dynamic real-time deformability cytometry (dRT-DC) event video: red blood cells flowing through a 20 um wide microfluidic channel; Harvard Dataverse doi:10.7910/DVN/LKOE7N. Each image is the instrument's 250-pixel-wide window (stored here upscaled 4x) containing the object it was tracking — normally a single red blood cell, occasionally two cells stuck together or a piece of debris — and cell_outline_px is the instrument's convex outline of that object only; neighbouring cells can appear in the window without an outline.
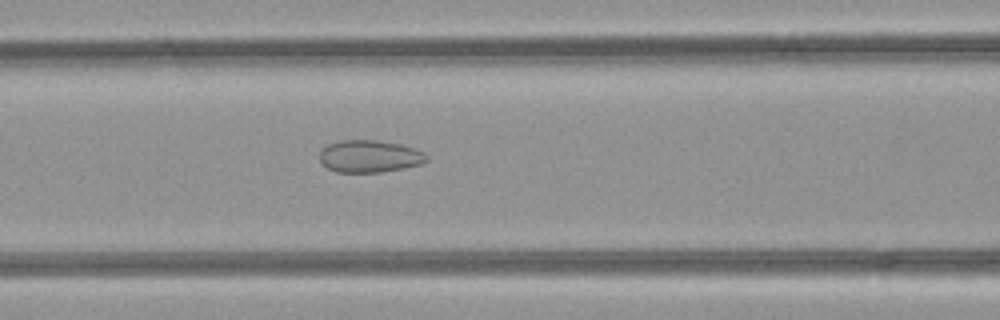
{"species": "common noctule bat (a hibernating species)", "species_latin": "Nyctalus noctula", "temperature_condition": "room temperature", "stored_images_in_passage": 49, "camera_frame_rate_fps": 3000, "um_per_image_px": 0.085, "animal": {"sex": "female", "body_mass_g": 21.9}, "frame": {"image": 1, "passage_image": 21, "time_ms": 6.667, "image_size_px": [1000, 320], "cell_outline_px": [[428, 160], [420, 164], [404, 168], [380, 172], [336, 172], [328, 168], [320, 160], [320, 152], [328, 144], [340, 140], [376, 140], [400, 144], [424, 152], [428, 156]], "centroid_in_image_um": [31.42, 13.28], "position_along_channel_um": 135.2, "area_um2": 20.0}}
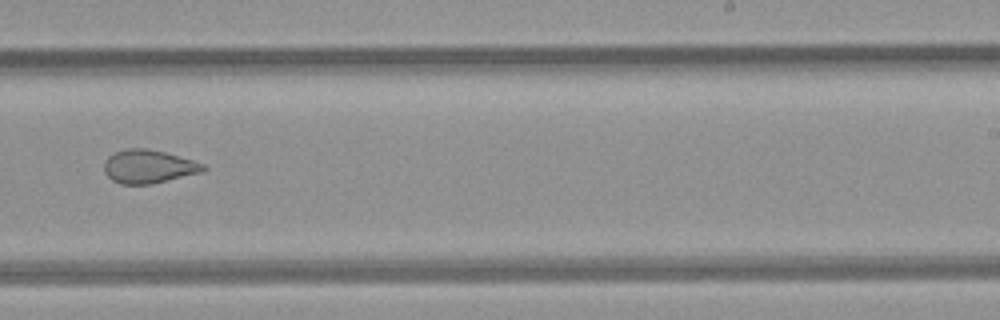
{"frame": {"image": 2, "passage_image": 31, "time_ms": 10.0, "image_size_px": [1000, 320], "cell_outline_px": [[208, 168], [200, 172], [152, 184], [120, 184], [112, 180], [104, 172], [104, 164], [108, 156], [116, 152], [128, 148], [148, 148], [164, 152], [192, 160], [204, 164]], "centroid_in_image_um": [12.6, 14.15], "position_along_channel_um": 276.4, "area_um2": 19.13}}
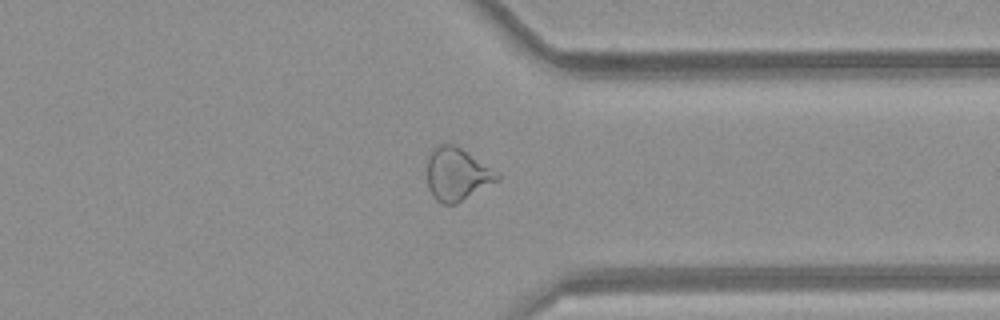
{"frame": {"image": 3, "passage_image": 38, "time_ms": 12.333, "image_size_px": [1000, 320], "cell_outline_px": [[500, 180], [456, 204], [444, 204], [436, 200], [432, 196], [428, 188], [428, 152], [432, 148], [440, 144], [452, 144], [460, 148], [500, 176]], "centroid_in_image_um": [38.79, 14.83], "position_along_channel_um": 372.6, "area_um2": 21.15}, "authors_computed_cell_mechanics": {"area_um2": 24.3916, "velocity_mm_per_s": 4.2438, "shape_relaxation_time_tau1_ms": null, "shape_relaxation_time_tau2_ms": 1.4379, "deformation_change_tau1": null, "deformation_change_tau2": 0.0786}}